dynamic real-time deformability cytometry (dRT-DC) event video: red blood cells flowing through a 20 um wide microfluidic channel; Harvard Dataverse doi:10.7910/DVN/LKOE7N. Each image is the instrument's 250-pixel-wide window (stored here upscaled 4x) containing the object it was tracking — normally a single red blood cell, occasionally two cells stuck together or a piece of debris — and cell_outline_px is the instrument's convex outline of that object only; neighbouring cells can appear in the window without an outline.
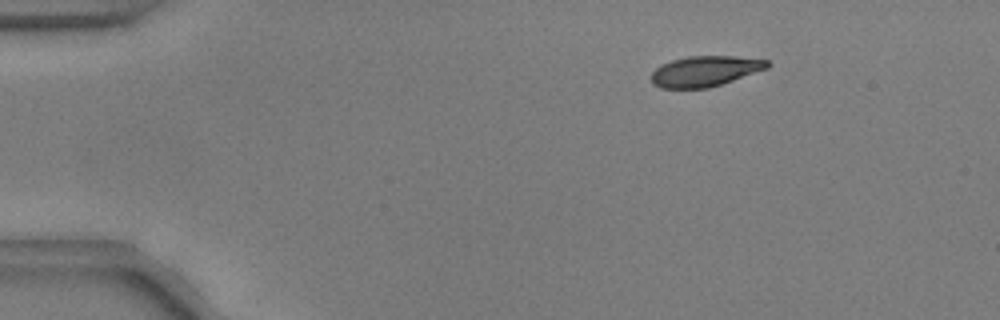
{"species": "common noctule bat (a hibernating species)", "species_latin": "Nyctalus noctula", "temperature_condition": "warm", "stored_images_in_passage": 55, "camera_frame_rate_fps": 3000, "um_per_image_px": 0.085, "animal": {"sex": "male", "body_mass_g": 17.9, "forearm_length_mm": 54.2}, "frame": {"image": 1, "passage_image": 9, "time_ms": 2.667, "image_size_px": [1000, 320], "cell_outline_px": [[772, 64], [768, 68], [708, 88], [660, 88], [652, 84], [652, 72], [660, 64], [672, 60], [688, 56], [732, 56], [768, 60]], "centroid_in_image_um": [59.91, 6.04], "position_along_channel_um": 25.1, "area_um2": 20.52}}
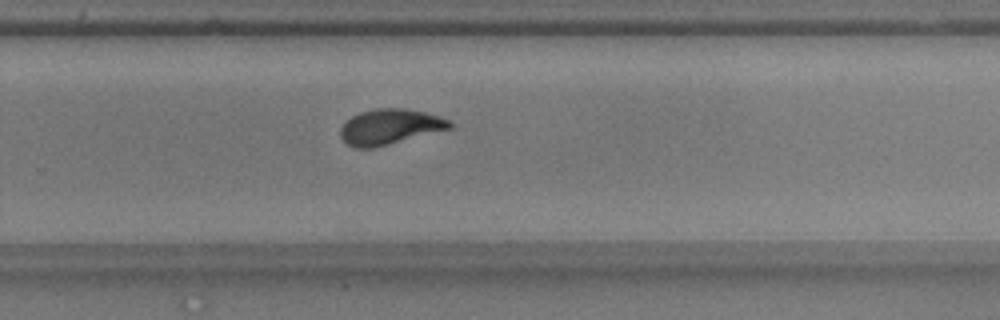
{"frame": {"image": 2, "passage_image": 37, "time_ms": 12.0, "image_size_px": [1000, 320], "cell_outline_px": [[452, 128], [372, 148], [352, 148], [340, 136], [340, 128], [352, 116], [360, 112], [376, 108], [404, 108], [424, 112], [440, 116], [452, 120]], "centroid_in_image_um": [33.15, 10.77], "position_along_channel_um": 296.7, "area_um2": 22.43}}
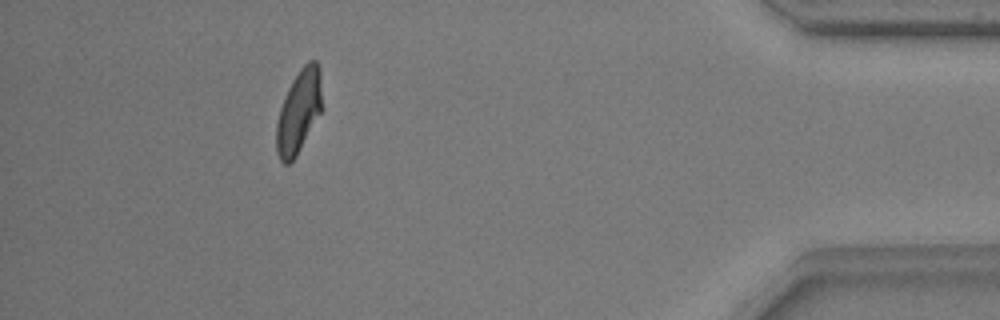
{"frame": {"image": 3, "passage_image": 50, "time_ms": 16.333, "image_size_px": [1000, 320], "cell_outline_px": [[320, 112], [296, 156], [288, 164], [284, 164], [280, 160], [276, 152], [276, 124], [280, 108], [288, 88], [292, 80], [300, 68], [308, 60], [316, 60], [320, 68]], "centroid_in_image_um": [25.36, 9.47], "position_along_channel_um": 409.8, "area_um2": 21.68}, "authors_computed_cell_mechanics": {"area_um2": 21.964, "velocity_mm_per_s": 3.7503, "shape_relaxation_time_tau1_ms": 3.231, "shape_relaxation_time_tau2_ms": 0.9747, "deformation_change_tau1": 0.1473, "deformation_change_tau2": 0.0476}}